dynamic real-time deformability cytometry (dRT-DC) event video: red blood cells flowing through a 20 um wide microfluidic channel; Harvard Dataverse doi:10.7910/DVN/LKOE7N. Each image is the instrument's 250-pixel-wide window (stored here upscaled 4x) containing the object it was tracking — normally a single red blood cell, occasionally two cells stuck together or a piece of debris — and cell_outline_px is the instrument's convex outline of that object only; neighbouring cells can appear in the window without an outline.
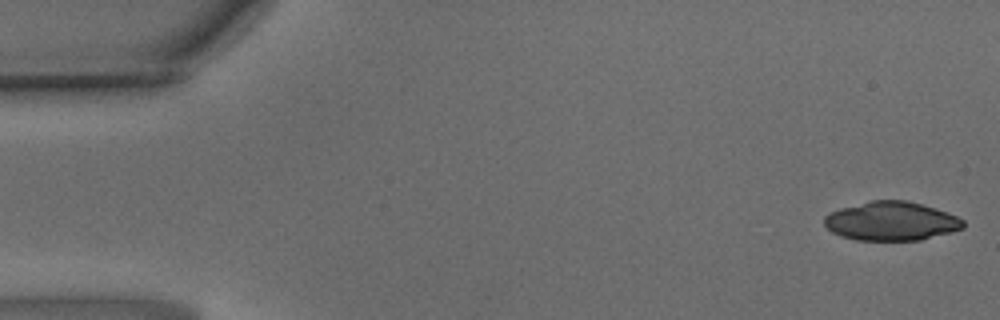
{"species": "common noctule bat (a hibernating species)", "species_latin": "Nyctalus noctula", "temperature_condition": "warm", "stored_images_in_passage": 12, "camera_frame_rate_fps": 3000, "um_per_image_px": 0.085, "animal": {"sex": "male", "body_mass_g": 15.6}, "frame": {"image": 1, "passage_image": 1, "time_ms": 0.0, "image_size_px": [1000, 320], "cell_outline_px": [[964, 228], [952, 232], [920, 240], [856, 240], [840, 236], [832, 232], [824, 224], [824, 216], [828, 212], [840, 208], [872, 200], [908, 200], [936, 208], [948, 212], [964, 220]], "centroid_in_image_um": [75.76, 18.79], "position_along_channel_um": 9.2, "area_um2": 31.67}}